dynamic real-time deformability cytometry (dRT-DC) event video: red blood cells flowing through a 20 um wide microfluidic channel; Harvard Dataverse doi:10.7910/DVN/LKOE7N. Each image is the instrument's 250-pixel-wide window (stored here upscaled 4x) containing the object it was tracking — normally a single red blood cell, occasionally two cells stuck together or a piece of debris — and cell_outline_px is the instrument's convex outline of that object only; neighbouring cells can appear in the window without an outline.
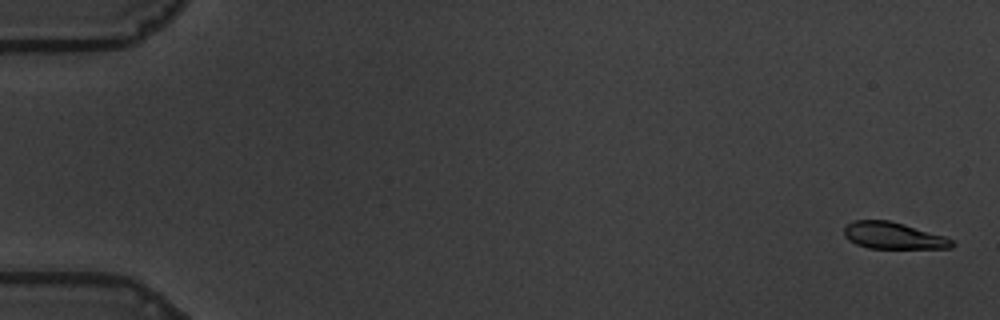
{"species": "common noctule bat (a hibernating species)", "species_latin": "Nyctalus noctula", "temperature_condition": "warm", "stored_images_in_passage": 20, "camera_frame_rate_fps": 3000, "um_per_image_px": 0.085, "animal": {"sex": "male", "body_mass_g": 19.5, "forearm_length_mm": 54.6}, "frame": {"image": 1, "passage_image": 2, "time_ms": 0.333, "image_size_px": [1000, 320], "cell_outline_px": [[956, 244], [952, 248], [868, 248], [856, 244], [848, 240], [844, 236], [844, 228], [852, 220], [888, 220], [904, 224], [944, 236], [952, 240]], "centroid_in_image_um": [75.91, 20.03], "position_along_channel_um": 9.1, "area_um2": 16.76}}
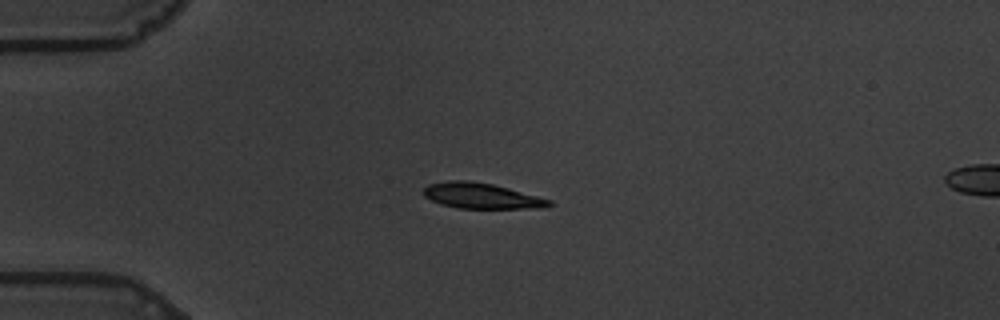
{"frame": {"image": 2, "passage_image": 16, "time_ms": 5.0, "image_size_px": [1000, 320], "cell_outline_px": [[552, 204], [540, 208], [456, 208], [440, 204], [424, 196], [424, 188], [428, 184], [452, 180], [468, 180], [492, 184], [508, 188], [552, 200]], "centroid_in_image_um": [40.9, 16.64], "position_along_channel_um": 44.1, "area_um2": 18.55}}